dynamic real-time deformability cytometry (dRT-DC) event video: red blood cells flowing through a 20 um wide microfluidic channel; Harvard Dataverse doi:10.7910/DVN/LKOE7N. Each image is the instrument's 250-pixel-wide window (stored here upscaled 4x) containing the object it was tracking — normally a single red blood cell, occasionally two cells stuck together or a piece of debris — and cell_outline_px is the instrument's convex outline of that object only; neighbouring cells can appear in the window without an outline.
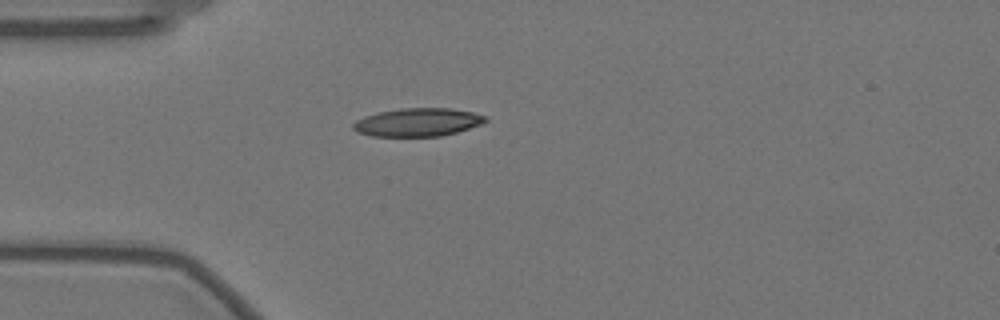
{"species": "Egyptian fruit bat (a non-hibernating species)", "species_latin": "Rousettus aegyptiacus", "temperature_condition": "warm", "stored_images_in_passage": 9, "camera_frame_rate_fps": 3000, "um_per_image_px": 0.085, "animal": {"sex": "female"}, "frame": {"image": 1, "passage_image": 1, "time_ms": 0.0, "image_size_px": [1000, 320], "cell_outline_px": [[488, 120], [480, 124], [456, 132], [440, 136], [372, 136], [356, 132], [352, 128], [352, 124], [356, 120], [364, 116], [376, 112], [400, 108], [452, 108], [472, 112], [488, 116]], "centroid_in_image_um": [35.47, 10.38], "position_along_channel_um": 49.5, "area_um2": 21.85}}
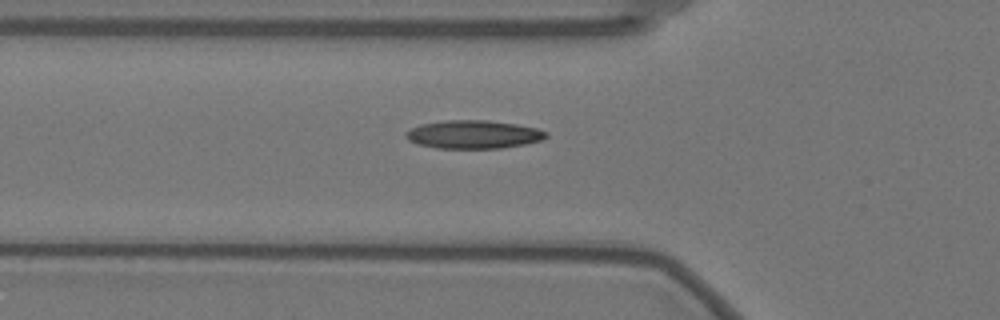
{"frame": {"image": 2, "passage_image": 5, "time_ms": 1.333, "image_size_px": [1000, 320], "cell_outline_px": [[548, 136], [540, 140], [524, 144], [500, 148], [436, 148], [420, 144], [408, 140], [404, 136], [404, 132], [420, 124], [448, 120], [488, 120], [516, 124], [536, 128], [548, 132]], "centroid_in_image_um": [40.23, 11.42], "position_along_channel_um": 85.6, "area_um2": 23.0}}